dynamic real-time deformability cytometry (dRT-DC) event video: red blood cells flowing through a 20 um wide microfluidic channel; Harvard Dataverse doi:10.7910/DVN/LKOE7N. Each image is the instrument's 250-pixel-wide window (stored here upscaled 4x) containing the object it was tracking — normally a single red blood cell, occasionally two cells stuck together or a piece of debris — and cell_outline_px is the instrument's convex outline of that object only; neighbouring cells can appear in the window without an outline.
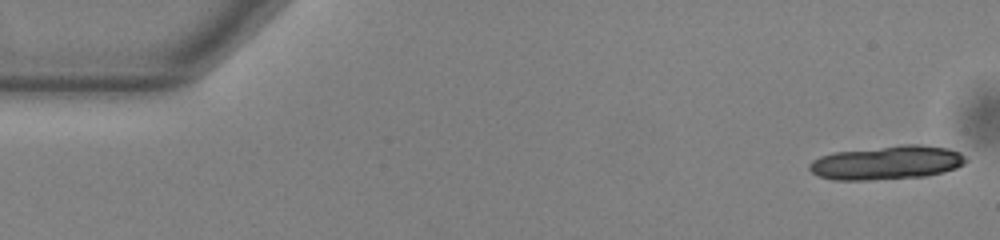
{"species": "common noctule bat (a hibernating species)", "species_latin": "Nyctalus noctula", "temperature_condition": "warm", "stored_images_in_passage": 16, "camera_frame_rate_fps": 3000, "um_per_image_px": 0.085, "animal": {"sex": "male", "body_mass_g": 13.0, "forearm_length_mm": 53.1}, "frame": {"image": 1, "passage_image": 1, "time_ms": 0.0, "image_size_px": [1000, 240], "cell_outline_px": [[968, 160], [964, 164], [956, 168], [944, 172], [924, 176], [868, 180], [832, 180], [816, 176], [808, 168], [808, 164], [812, 160], [820, 156], [836, 152], [900, 144], [920, 144], [948, 148], [960, 152]], "centroid_in_image_um": [75.37, 13.82], "position_along_channel_um": 9.6, "area_um2": 31.1}}